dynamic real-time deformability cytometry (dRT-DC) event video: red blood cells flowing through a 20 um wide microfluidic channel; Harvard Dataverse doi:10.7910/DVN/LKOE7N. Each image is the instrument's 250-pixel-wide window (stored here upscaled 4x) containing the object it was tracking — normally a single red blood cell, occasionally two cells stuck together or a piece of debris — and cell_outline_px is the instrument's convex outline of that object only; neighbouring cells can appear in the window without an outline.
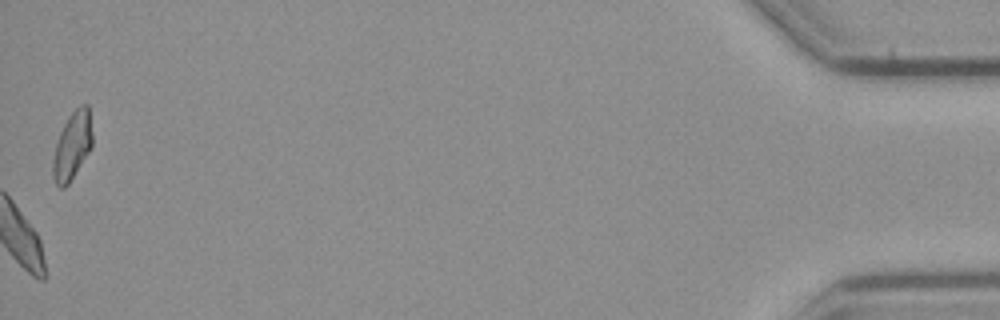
{"species": "common noctule bat (a hibernating species)", "species_latin": "Nyctalus noctula", "temperature_condition": "cold", "stored_images_in_passage": 55, "camera_frame_rate_fps": 3000, "um_per_image_px": 0.085, "animal": {"sex": "male", "body_mass_g": 23.1, "forearm_length_mm": 52.7}, "frame": {"image": 1, "passage_image": 55, "time_ms": 18.0, "image_size_px": [1000, 320], "cell_outline_px": [[92, 148], [68, 184], [64, 188], [60, 188], [56, 184], [52, 176], [52, 164], [56, 144], [60, 132], [68, 116], [80, 104], [88, 104], [92, 132]], "centroid_in_image_um": [6.15, 12.39], "position_along_channel_um": 429.1, "area_um2": 15.61}, "authors_computed_cell_mechanics": {"area_um2": 19.363, "velocity_mm_per_s": 3.7434, "shape_relaxation_time_tau1_ms": 7.8835, "shape_relaxation_time_tau2_ms": 9.5138, "deformation_change_tau1": 0.1255, "deformation_change_tau2": 0.1392}}